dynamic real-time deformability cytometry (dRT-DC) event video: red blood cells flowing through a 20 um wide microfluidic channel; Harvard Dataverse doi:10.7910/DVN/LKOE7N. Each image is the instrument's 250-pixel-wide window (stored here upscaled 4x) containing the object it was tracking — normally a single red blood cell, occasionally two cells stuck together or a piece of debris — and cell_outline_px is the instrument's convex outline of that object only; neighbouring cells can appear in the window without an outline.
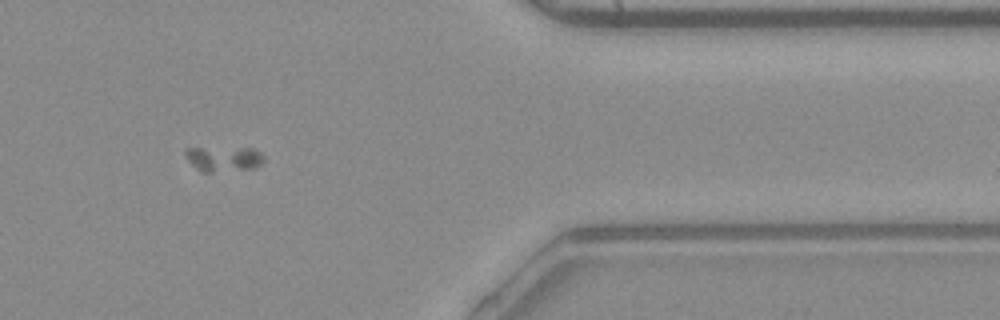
{"species": "common noctule bat (a hibernating species)", "species_latin": "Nyctalus noctula", "temperature_condition": "warm", "stored_images_in_passage": 54, "camera_frame_rate_fps": 3000, "um_per_image_px": 0.085, "animal": {"sex": "male", "body_mass_g": 23.1, "forearm_length_mm": 52.7}, "frame": {"image": 1, "passage_image": 45, "time_ms": 14.667, "image_size_px": [1000, 320], "cell_outline_px": [[264, 160], [256, 168], [212, 172], [200, 172], [184, 156], [184, 148], [256, 148], [264, 156]], "centroid_in_image_um": [19.01, 13.5], "position_along_channel_um": 392.4, "area_um2": 11.62}}